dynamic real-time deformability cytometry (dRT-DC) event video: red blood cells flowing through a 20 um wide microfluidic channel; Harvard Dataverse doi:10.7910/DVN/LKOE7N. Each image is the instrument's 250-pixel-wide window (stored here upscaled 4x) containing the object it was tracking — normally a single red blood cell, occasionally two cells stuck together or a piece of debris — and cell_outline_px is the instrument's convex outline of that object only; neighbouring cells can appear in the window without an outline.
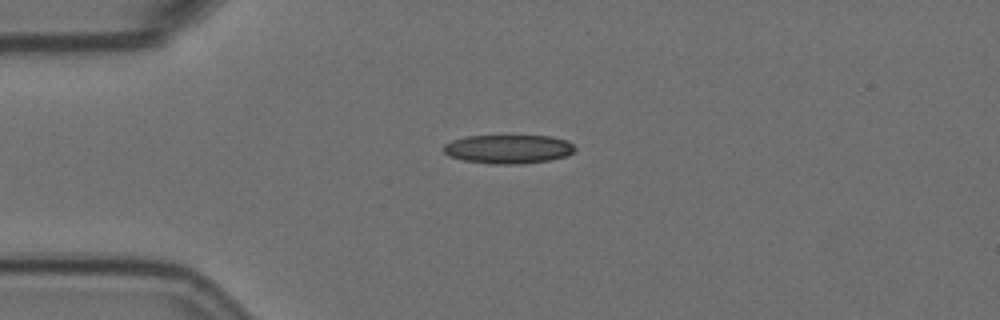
{"species": "Egyptian fruit bat (a non-hibernating species)", "species_latin": "Rousettus aegyptiacus", "temperature_condition": "room temperature", "stored_images_in_passage": 44, "camera_frame_rate_fps": 3000, "um_per_image_px": 0.085, "animal": {"sex": "female"}, "frame": {"image": 1, "passage_image": 1, "time_ms": 0.0, "image_size_px": [1000, 320], "cell_outline_px": [[576, 148], [568, 156], [548, 160], [520, 164], [492, 164], [464, 160], [448, 156], [444, 152], [444, 144], [452, 140], [468, 136], [552, 136], [568, 140]], "centroid_in_image_um": [43.22, 12.67], "position_along_channel_um": 41.8, "area_um2": 22.08}}
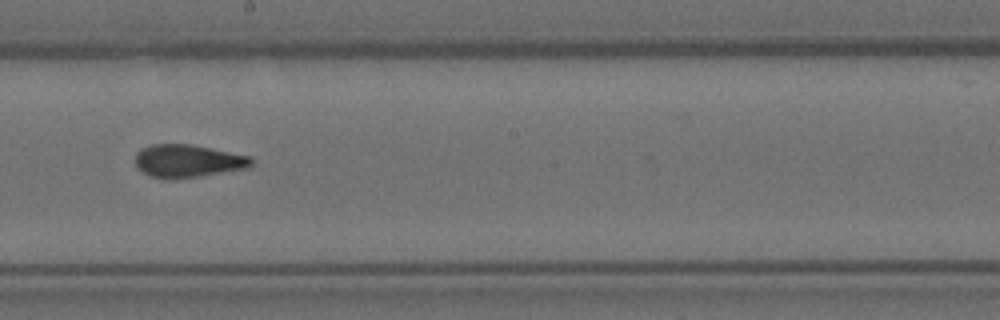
{"frame": {"image": 2, "passage_image": 19, "time_ms": 6.0, "image_size_px": [1000, 320], "cell_outline_px": [[256, 164], [248, 168], [196, 176], [152, 176], [144, 172], [136, 164], [136, 152], [152, 144], [192, 144], [252, 156]], "centroid_in_image_um": [16.08, 13.63], "position_along_channel_um": 232.1, "area_um2": 21.56}}
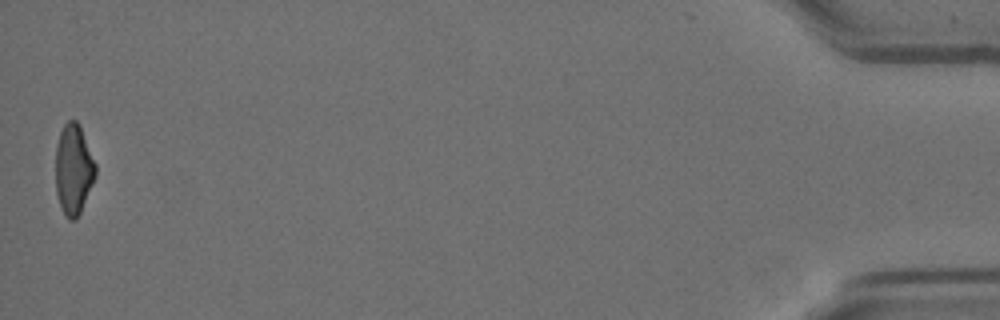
{"frame": {"image": 3, "passage_image": 44, "time_ms": 14.333, "image_size_px": [1000, 320], "cell_outline_px": [[96, 176], [80, 212], [76, 220], [68, 220], [64, 216], [56, 192], [56, 144], [60, 132], [64, 124], [68, 120], [76, 120], [80, 124], [96, 164]], "centroid_in_image_um": [6.25, 14.39], "position_along_channel_um": 428.9, "area_um2": 21.15}, "authors_computed_cell_mechanics": {"area_um2": 22.253, "velocity_mm_per_s": 3.5329, "shape_relaxation_time_tau1_ms": null, "shape_relaxation_time_tau2_ms": 2.3003, "deformation_change_tau1": null, "deformation_change_tau2": 0.0965}}